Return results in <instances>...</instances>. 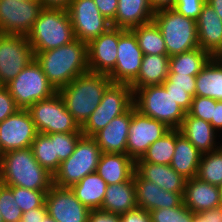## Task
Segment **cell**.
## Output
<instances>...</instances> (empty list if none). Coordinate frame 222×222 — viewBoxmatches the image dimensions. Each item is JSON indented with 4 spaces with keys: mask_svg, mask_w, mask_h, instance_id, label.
Segmentation results:
<instances>
[{
    "mask_svg": "<svg viewBox=\"0 0 222 222\" xmlns=\"http://www.w3.org/2000/svg\"><path fill=\"white\" fill-rule=\"evenodd\" d=\"M0 222H3L2 215L0 214Z\"/></svg>",
    "mask_w": 222,
    "mask_h": 222,
    "instance_id": "obj_60",
    "label": "cell"
},
{
    "mask_svg": "<svg viewBox=\"0 0 222 222\" xmlns=\"http://www.w3.org/2000/svg\"><path fill=\"white\" fill-rule=\"evenodd\" d=\"M195 95L222 100V66L214 57L197 74Z\"/></svg>",
    "mask_w": 222,
    "mask_h": 222,
    "instance_id": "obj_31",
    "label": "cell"
},
{
    "mask_svg": "<svg viewBox=\"0 0 222 222\" xmlns=\"http://www.w3.org/2000/svg\"><path fill=\"white\" fill-rule=\"evenodd\" d=\"M119 28L107 32L87 44L88 69L92 73L109 74L116 65Z\"/></svg>",
    "mask_w": 222,
    "mask_h": 222,
    "instance_id": "obj_18",
    "label": "cell"
},
{
    "mask_svg": "<svg viewBox=\"0 0 222 222\" xmlns=\"http://www.w3.org/2000/svg\"><path fill=\"white\" fill-rule=\"evenodd\" d=\"M0 183L30 190H49L53 185V175L38 163L28 147L3 153Z\"/></svg>",
    "mask_w": 222,
    "mask_h": 222,
    "instance_id": "obj_2",
    "label": "cell"
},
{
    "mask_svg": "<svg viewBox=\"0 0 222 222\" xmlns=\"http://www.w3.org/2000/svg\"><path fill=\"white\" fill-rule=\"evenodd\" d=\"M34 55L48 81L57 91L77 76L89 72L87 43L78 39Z\"/></svg>",
    "mask_w": 222,
    "mask_h": 222,
    "instance_id": "obj_1",
    "label": "cell"
},
{
    "mask_svg": "<svg viewBox=\"0 0 222 222\" xmlns=\"http://www.w3.org/2000/svg\"><path fill=\"white\" fill-rule=\"evenodd\" d=\"M154 9L150 0H118L115 20L112 27L132 30L153 21Z\"/></svg>",
    "mask_w": 222,
    "mask_h": 222,
    "instance_id": "obj_24",
    "label": "cell"
},
{
    "mask_svg": "<svg viewBox=\"0 0 222 222\" xmlns=\"http://www.w3.org/2000/svg\"><path fill=\"white\" fill-rule=\"evenodd\" d=\"M211 58L212 56L200 47L171 56L168 73L197 76Z\"/></svg>",
    "mask_w": 222,
    "mask_h": 222,
    "instance_id": "obj_32",
    "label": "cell"
},
{
    "mask_svg": "<svg viewBox=\"0 0 222 222\" xmlns=\"http://www.w3.org/2000/svg\"><path fill=\"white\" fill-rule=\"evenodd\" d=\"M33 59L27 36L0 33V85L12 81Z\"/></svg>",
    "mask_w": 222,
    "mask_h": 222,
    "instance_id": "obj_11",
    "label": "cell"
},
{
    "mask_svg": "<svg viewBox=\"0 0 222 222\" xmlns=\"http://www.w3.org/2000/svg\"><path fill=\"white\" fill-rule=\"evenodd\" d=\"M38 134L27 109H19L0 122L2 153L31 147Z\"/></svg>",
    "mask_w": 222,
    "mask_h": 222,
    "instance_id": "obj_16",
    "label": "cell"
},
{
    "mask_svg": "<svg viewBox=\"0 0 222 222\" xmlns=\"http://www.w3.org/2000/svg\"><path fill=\"white\" fill-rule=\"evenodd\" d=\"M192 222H210V211H202L193 215Z\"/></svg>",
    "mask_w": 222,
    "mask_h": 222,
    "instance_id": "obj_54",
    "label": "cell"
},
{
    "mask_svg": "<svg viewBox=\"0 0 222 222\" xmlns=\"http://www.w3.org/2000/svg\"><path fill=\"white\" fill-rule=\"evenodd\" d=\"M42 9L39 0H0V33L27 36Z\"/></svg>",
    "mask_w": 222,
    "mask_h": 222,
    "instance_id": "obj_12",
    "label": "cell"
},
{
    "mask_svg": "<svg viewBox=\"0 0 222 222\" xmlns=\"http://www.w3.org/2000/svg\"><path fill=\"white\" fill-rule=\"evenodd\" d=\"M67 10L75 38L87 44L112 27L111 22L100 13L94 0H73Z\"/></svg>",
    "mask_w": 222,
    "mask_h": 222,
    "instance_id": "obj_14",
    "label": "cell"
},
{
    "mask_svg": "<svg viewBox=\"0 0 222 222\" xmlns=\"http://www.w3.org/2000/svg\"><path fill=\"white\" fill-rule=\"evenodd\" d=\"M111 83L107 74L87 72L61 87L58 93L63 98L67 110L81 127L100 104Z\"/></svg>",
    "mask_w": 222,
    "mask_h": 222,
    "instance_id": "obj_3",
    "label": "cell"
},
{
    "mask_svg": "<svg viewBox=\"0 0 222 222\" xmlns=\"http://www.w3.org/2000/svg\"><path fill=\"white\" fill-rule=\"evenodd\" d=\"M48 214L57 222H88L90 210L77 198L70 187L52 185L46 193Z\"/></svg>",
    "mask_w": 222,
    "mask_h": 222,
    "instance_id": "obj_17",
    "label": "cell"
},
{
    "mask_svg": "<svg viewBox=\"0 0 222 222\" xmlns=\"http://www.w3.org/2000/svg\"><path fill=\"white\" fill-rule=\"evenodd\" d=\"M143 54L167 55L163 35L154 21L132 29Z\"/></svg>",
    "mask_w": 222,
    "mask_h": 222,
    "instance_id": "obj_33",
    "label": "cell"
},
{
    "mask_svg": "<svg viewBox=\"0 0 222 222\" xmlns=\"http://www.w3.org/2000/svg\"><path fill=\"white\" fill-rule=\"evenodd\" d=\"M137 207L147 211L175 208L183 204V193L170 192L161 189L158 185L142 179L134 172Z\"/></svg>",
    "mask_w": 222,
    "mask_h": 222,
    "instance_id": "obj_19",
    "label": "cell"
},
{
    "mask_svg": "<svg viewBox=\"0 0 222 222\" xmlns=\"http://www.w3.org/2000/svg\"><path fill=\"white\" fill-rule=\"evenodd\" d=\"M165 89L170 91V94L174 98L175 102H177L186 113L190 110L192 98L195 96V89Z\"/></svg>",
    "mask_w": 222,
    "mask_h": 222,
    "instance_id": "obj_45",
    "label": "cell"
},
{
    "mask_svg": "<svg viewBox=\"0 0 222 222\" xmlns=\"http://www.w3.org/2000/svg\"><path fill=\"white\" fill-rule=\"evenodd\" d=\"M70 188L85 207L89 210H95L102 206L107 183L96 172H93Z\"/></svg>",
    "mask_w": 222,
    "mask_h": 222,
    "instance_id": "obj_30",
    "label": "cell"
},
{
    "mask_svg": "<svg viewBox=\"0 0 222 222\" xmlns=\"http://www.w3.org/2000/svg\"><path fill=\"white\" fill-rule=\"evenodd\" d=\"M197 177L211 185L222 184V145L201 155Z\"/></svg>",
    "mask_w": 222,
    "mask_h": 222,
    "instance_id": "obj_36",
    "label": "cell"
},
{
    "mask_svg": "<svg viewBox=\"0 0 222 222\" xmlns=\"http://www.w3.org/2000/svg\"><path fill=\"white\" fill-rule=\"evenodd\" d=\"M5 86L20 109H28L34 103L48 99L58 92L48 81L36 59Z\"/></svg>",
    "mask_w": 222,
    "mask_h": 222,
    "instance_id": "obj_9",
    "label": "cell"
},
{
    "mask_svg": "<svg viewBox=\"0 0 222 222\" xmlns=\"http://www.w3.org/2000/svg\"><path fill=\"white\" fill-rule=\"evenodd\" d=\"M151 222H192L194 213L184 204L175 208H162L151 210Z\"/></svg>",
    "mask_w": 222,
    "mask_h": 222,
    "instance_id": "obj_40",
    "label": "cell"
},
{
    "mask_svg": "<svg viewBox=\"0 0 222 222\" xmlns=\"http://www.w3.org/2000/svg\"><path fill=\"white\" fill-rule=\"evenodd\" d=\"M133 90V105L145 116L179 129L187 114L163 85H149Z\"/></svg>",
    "mask_w": 222,
    "mask_h": 222,
    "instance_id": "obj_5",
    "label": "cell"
},
{
    "mask_svg": "<svg viewBox=\"0 0 222 222\" xmlns=\"http://www.w3.org/2000/svg\"><path fill=\"white\" fill-rule=\"evenodd\" d=\"M176 0H150L154 11L164 8H173Z\"/></svg>",
    "mask_w": 222,
    "mask_h": 222,
    "instance_id": "obj_52",
    "label": "cell"
},
{
    "mask_svg": "<svg viewBox=\"0 0 222 222\" xmlns=\"http://www.w3.org/2000/svg\"><path fill=\"white\" fill-rule=\"evenodd\" d=\"M210 211V222H222V207H216L209 210Z\"/></svg>",
    "mask_w": 222,
    "mask_h": 222,
    "instance_id": "obj_53",
    "label": "cell"
},
{
    "mask_svg": "<svg viewBox=\"0 0 222 222\" xmlns=\"http://www.w3.org/2000/svg\"><path fill=\"white\" fill-rule=\"evenodd\" d=\"M202 153L175 129V150L170 166L186 179L197 177Z\"/></svg>",
    "mask_w": 222,
    "mask_h": 222,
    "instance_id": "obj_27",
    "label": "cell"
},
{
    "mask_svg": "<svg viewBox=\"0 0 222 222\" xmlns=\"http://www.w3.org/2000/svg\"><path fill=\"white\" fill-rule=\"evenodd\" d=\"M27 110L38 133L81 132V127L67 110L65 102L58 92L48 99L34 103Z\"/></svg>",
    "mask_w": 222,
    "mask_h": 222,
    "instance_id": "obj_10",
    "label": "cell"
},
{
    "mask_svg": "<svg viewBox=\"0 0 222 222\" xmlns=\"http://www.w3.org/2000/svg\"><path fill=\"white\" fill-rule=\"evenodd\" d=\"M43 8L68 9L73 0H39Z\"/></svg>",
    "mask_w": 222,
    "mask_h": 222,
    "instance_id": "obj_51",
    "label": "cell"
},
{
    "mask_svg": "<svg viewBox=\"0 0 222 222\" xmlns=\"http://www.w3.org/2000/svg\"><path fill=\"white\" fill-rule=\"evenodd\" d=\"M132 107L124 114L113 118L93 138L102 153H126Z\"/></svg>",
    "mask_w": 222,
    "mask_h": 222,
    "instance_id": "obj_21",
    "label": "cell"
},
{
    "mask_svg": "<svg viewBox=\"0 0 222 222\" xmlns=\"http://www.w3.org/2000/svg\"><path fill=\"white\" fill-rule=\"evenodd\" d=\"M199 47L214 57L222 50V19L207 2L196 20Z\"/></svg>",
    "mask_w": 222,
    "mask_h": 222,
    "instance_id": "obj_20",
    "label": "cell"
},
{
    "mask_svg": "<svg viewBox=\"0 0 222 222\" xmlns=\"http://www.w3.org/2000/svg\"><path fill=\"white\" fill-rule=\"evenodd\" d=\"M30 148L38 163L54 175L61 164L55 156L54 141L47 134L38 133Z\"/></svg>",
    "mask_w": 222,
    "mask_h": 222,
    "instance_id": "obj_35",
    "label": "cell"
},
{
    "mask_svg": "<svg viewBox=\"0 0 222 222\" xmlns=\"http://www.w3.org/2000/svg\"><path fill=\"white\" fill-rule=\"evenodd\" d=\"M133 106V90L130 84L111 83L100 104L81 126L83 136L93 137L113 118L126 113Z\"/></svg>",
    "mask_w": 222,
    "mask_h": 222,
    "instance_id": "obj_8",
    "label": "cell"
},
{
    "mask_svg": "<svg viewBox=\"0 0 222 222\" xmlns=\"http://www.w3.org/2000/svg\"><path fill=\"white\" fill-rule=\"evenodd\" d=\"M205 2L206 0H176L173 9L196 21Z\"/></svg>",
    "mask_w": 222,
    "mask_h": 222,
    "instance_id": "obj_42",
    "label": "cell"
},
{
    "mask_svg": "<svg viewBox=\"0 0 222 222\" xmlns=\"http://www.w3.org/2000/svg\"><path fill=\"white\" fill-rule=\"evenodd\" d=\"M102 152L93 137L82 136L74 152L63 161L53 175V184L71 187L86 175L96 172Z\"/></svg>",
    "mask_w": 222,
    "mask_h": 222,
    "instance_id": "obj_7",
    "label": "cell"
},
{
    "mask_svg": "<svg viewBox=\"0 0 222 222\" xmlns=\"http://www.w3.org/2000/svg\"><path fill=\"white\" fill-rule=\"evenodd\" d=\"M212 127L222 136V100H216L213 117L211 120Z\"/></svg>",
    "mask_w": 222,
    "mask_h": 222,
    "instance_id": "obj_50",
    "label": "cell"
},
{
    "mask_svg": "<svg viewBox=\"0 0 222 222\" xmlns=\"http://www.w3.org/2000/svg\"><path fill=\"white\" fill-rule=\"evenodd\" d=\"M88 222H120V215L101 209L90 210Z\"/></svg>",
    "mask_w": 222,
    "mask_h": 222,
    "instance_id": "obj_48",
    "label": "cell"
},
{
    "mask_svg": "<svg viewBox=\"0 0 222 222\" xmlns=\"http://www.w3.org/2000/svg\"><path fill=\"white\" fill-rule=\"evenodd\" d=\"M135 172L144 180L155 183L161 189L184 193L186 178L170 165L135 162Z\"/></svg>",
    "mask_w": 222,
    "mask_h": 222,
    "instance_id": "obj_26",
    "label": "cell"
},
{
    "mask_svg": "<svg viewBox=\"0 0 222 222\" xmlns=\"http://www.w3.org/2000/svg\"><path fill=\"white\" fill-rule=\"evenodd\" d=\"M136 208L134 175L129 181L107 185L101 210L122 215Z\"/></svg>",
    "mask_w": 222,
    "mask_h": 222,
    "instance_id": "obj_28",
    "label": "cell"
},
{
    "mask_svg": "<svg viewBox=\"0 0 222 222\" xmlns=\"http://www.w3.org/2000/svg\"><path fill=\"white\" fill-rule=\"evenodd\" d=\"M120 222H151L149 211L137 207L120 215Z\"/></svg>",
    "mask_w": 222,
    "mask_h": 222,
    "instance_id": "obj_47",
    "label": "cell"
},
{
    "mask_svg": "<svg viewBox=\"0 0 222 222\" xmlns=\"http://www.w3.org/2000/svg\"><path fill=\"white\" fill-rule=\"evenodd\" d=\"M179 130L202 154L211 152L222 145V136L211 123L190 116L188 113Z\"/></svg>",
    "mask_w": 222,
    "mask_h": 222,
    "instance_id": "obj_23",
    "label": "cell"
},
{
    "mask_svg": "<svg viewBox=\"0 0 222 222\" xmlns=\"http://www.w3.org/2000/svg\"><path fill=\"white\" fill-rule=\"evenodd\" d=\"M168 55L144 54L137 78L130 84L132 89L149 85H162L169 72Z\"/></svg>",
    "mask_w": 222,
    "mask_h": 222,
    "instance_id": "obj_29",
    "label": "cell"
},
{
    "mask_svg": "<svg viewBox=\"0 0 222 222\" xmlns=\"http://www.w3.org/2000/svg\"><path fill=\"white\" fill-rule=\"evenodd\" d=\"M215 106H216V100H214L213 98L195 95L192 98L191 107L187 113L190 116L203 119L206 122L210 123L213 117Z\"/></svg>",
    "mask_w": 222,
    "mask_h": 222,
    "instance_id": "obj_41",
    "label": "cell"
},
{
    "mask_svg": "<svg viewBox=\"0 0 222 222\" xmlns=\"http://www.w3.org/2000/svg\"><path fill=\"white\" fill-rule=\"evenodd\" d=\"M47 214V207L46 204H44L42 207L24 212L21 217V222H41Z\"/></svg>",
    "mask_w": 222,
    "mask_h": 222,
    "instance_id": "obj_49",
    "label": "cell"
},
{
    "mask_svg": "<svg viewBox=\"0 0 222 222\" xmlns=\"http://www.w3.org/2000/svg\"><path fill=\"white\" fill-rule=\"evenodd\" d=\"M135 172V161L127 153H102L96 173L107 185L129 181Z\"/></svg>",
    "mask_w": 222,
    "mask_h": 222,
    "instance_id": "obj_25",
    "label": "cell"
},
{
    "mask_svg": "<svg viewBox=\"0 0 222 222\" xmlns=\"http://www.w3.org/2000/svg\"><path fill=\"white\" fill-rule=\"evenodd\" d=\"M219 194H220V206L222 207V184L218 186Z\"/></svg>",
    "mask_w": 222,
    "mask_h": 222,
    "instance_id": "obj_58",
    "label": "cell"
},
{
    "mask_svg": "<svg viewBox=\"0 0 222 222\" xmlns=\"http://www.w3.org/2000/svg\"><path fill=\"white\" fill-rule=\"evenodd\" d=\"M19 109L7 87L0 85V122L4 121Z\"/></svg>",
    "mask_w": 222,
    "mask_h": 222,
    "instance_id": "obj_44",
    "label": "cell"
},
{
    "mask_svg": "<svg viewBox=\"0 0 222 222\" xmlns=\"http://www.w3.org/2000/svg\"><path fill=\"white\" fill-rule=\"evenodd\" d=\"M100 13L111 23L115 20L118 0H94Z\"/></svg>",
    "mask_w": 222,
    "mask_h": 222,
    "instance_id": "obj_46",
    "label": "cell"
},
{
    "mask_svg": "<svg viewBox=\"0 0 222 222\" xmlns=\"http://www.w3.org/2000/svg\"><path fill=\"white\" fill-rule=\"evenodd\" d=\"M214 58L221 64L222 66V50H220L215 56Z\"/></svg>",
    "mask_w": 222,
    "mask_h": 222,
    "instance_id": "obj_57",
    "label": "cell"
},
{
    "mask_svg": "<svg viewBox=\"0 0 222 222\" xmlns=\"http://www.w3.org/2000/svg\"><path fill=\"white\" fill-rule=\"evenodd\" d=\"M143 51L132 30L119 28V43L115 68L108 74L113 83L131 84L138 76Z\"/></svg>",
    "mask_w": 222,
    "mask_h": 222,
    "instance_id": "obj_15",
    "label": "cell"
},
{
    "mask_svg": "<svg viewBox=\"0 0 222 222\" xmlns=\"http://www.w3.org/2000/svg\"><path fill=\"white\" fill-rule=\"evenodd\" d=\"M47 135L54 141L55 156H58L60 163L74 152L78 140L83 136L82 132L52 133Z\"/></svg>",
    "mask_w": 222,
    "mask_h": 222,
    "instance_id": "obj_39",
    "label": "cell"
},
{
    "mask_svg": "<svg viewBox=\"0 0 222 222\" xmlns=\"http://www.w3.org/2000/svg\"><path fill=\"white\" fill-rule=\"evenodd\" d=\"M27 39L34 53L58 48L75 40L68 10L43 8Z\"/></svg>",
    "mask_w": 222,
    "mask_h": 222,
    "instance_id": "obj_4",
    "label": "cell"
},
{
    "mask_svg": "<svg viewBox=\"0 0 222 222\" xmlns=\"http://www.w3.org/2000/svg\"><path fill=\"white\" fill-rule=\"evenodd\" d=\"M2 156H3L2 147H1V145H0V159H1Z\"/></svg>",
    "mask_w": 222,
    "mask_h": 222,
    "instance_id": "obj_59",
    "label": "cell"
},
{
    "mask_svg": "<svg viewBox=\"0 0 222 222\" xmlns=\"http://www.w3.org/2000/svg\"><path fill=\"white\" fill-rule=\"evenodd\" d=\"M48 190H30L24 187L13 186V196L21 211L42 207Z\"/></svg>",
    "mask_w": 222,
    "mask_h": 222,
    "instance_id": "obj_37",
    "label": "cell"
},
{
    "mask_svg": "<svg viewBox=\"0 0 222 222\" xmlns=\"http://www.w3.org/2000/svg\"><path fill=\"white\" fill-rule=\"evenodd\" d=\"M170 129L165 123L141 114L133 105L126 153L134 161L140 159L149 146Z\"/></svg>",
    "mask_w": 222,
    "mask_h": 222,
    "instance_id": "obj_13",
    "label": "cell"
},
{
    "mask_svg": "<svg viewBox=\"0 0 222 222\" xmlns=\"http://www.w3.org/2000/svg\"><path fill=\"white\" fill-rule=\"evenodd\" d=\"M0 214L3 222H21L23 212L13 196V186L0 183Z\"/></svg>",
    "mask_w": 222,
    "mask_h": 222,
    "instance_id": "obj_38",
    "label": "cell"
},
{
    "mask_svg": "<svg viewBox=\"0 0 222 222\" xmlns=\"http://www.w3.org/2000/svg\"><path fill=\"white\" fill-rule=\"evenodd\" d=\"M41 222H57L54 218H52L49 214H47Z\"/></svg>",
    "mask_w": 222,
    "mask_h": 222,
    "instance_id": "obj_56",
    "label": "cell"
},
{
    "mask_svg": "<svg viewBox=\"0 0 222 222\" xmlns=\"http://www.w3.org/2000/svg\"><path fill=\"white\" fill-rule=\"evenodd\" d=\"M213 7L218 16L222 19V0H206Z\"/></svg>",
    "mask_w": 222,
    "mask_h": 222,
    "instance_id": "obj_55",
    "label": "cell"
},
{
    "mask_svg": "<svg viewBox=\"0 0 222 222\" xmlns=\"http://www.w3.org/2000/svg\"><path fill=\"white\" fill-rule=\"evenodd\" d=\"M153 21L163 35L169 57L199 47L194 19L179 14L173 8H164L155 11Z\"/></svg>",
    "mask_w": 222,
    "mask_h": 222,
    "instance_id": "obj_6",
    "label": "cell"
},
{
    "mask_svg": "<svg viewBox=\"0 0 222 222\" xmlns=\"http://www.w3.org/2000/svg\"><path fill=\"white\" fill-rule=\"evenodd\" d=\"M196 76L168 73L162 83L165 88L195 89Z\"/></svg>",
    "mask_w": 222,
    "mask_h": 222,
    "instance_id": "obj_43",
    "label": "cell"
},
{
    "mask_svg": "<svg viewBox=\"0 0 222 222\" xmlns=\"http://www.w3.org/2000/svg\"><path fill=\"white\" fill-rule=\"evenodd\" d=\"M175 150V129H170L152 143L143 156L135 162L170 165Z\"/></svg>",
    "mask_w": 222,
    "mask_h": 222,
    "instance_id": "obj_34",
    "label": "cell"
},
{
    "mask_svg": "<svg viewBox=\"0 0 222 222\" xmlns=\"http://www.w3.org/2000/svg\"><path fill=\"white\" fill-rule=\"evenodd\" d=\"M183 204L192 213H200L220 206L218 186L200 180L198 177L186 179Z\"/></svg>",
    "mask_w": 222,
    "mask_h": 222,
    "instance_id": "obj_22",
    "label": "cell"
}]
</instances>
